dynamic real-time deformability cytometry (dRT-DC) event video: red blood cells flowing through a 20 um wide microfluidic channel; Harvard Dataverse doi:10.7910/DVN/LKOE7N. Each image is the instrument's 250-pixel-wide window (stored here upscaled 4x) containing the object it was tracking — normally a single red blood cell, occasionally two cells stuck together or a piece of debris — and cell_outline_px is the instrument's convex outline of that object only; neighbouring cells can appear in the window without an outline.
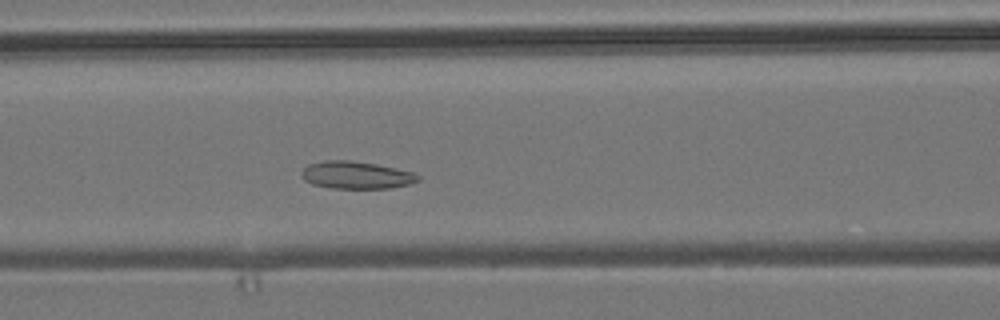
{"species": "common noctule bat (a hibernating species)", "species_latin": "Nyctalus noctula", "temperature_condition": "room temperature", "stored_images_in_passage": 49, "camera_frame_rate_fps": 3000, "um_per_image_px": 0.085, "animal": {"sex": "male", "body_mass_g": 19.2, "forearm_length_mm": 51.8}, "frame": {"image": 1, "passage_image": 18, "time_ms": 5.667, "image_size_px": [1000, 320], "cell_outline_px": [[420, 180], [408, 184], [388, 188], [332, 188], [312, 184], [304, 180], [300, 176], [300, 172], [308, 164], [324, 160], [348, 160], [376, 164], [396, 168], [412, 172], [420, 176]], "centroid_in_image_um": [30.24, 14.87], "position_along_channel_um": 136.4, "area_um2": 18.61}}
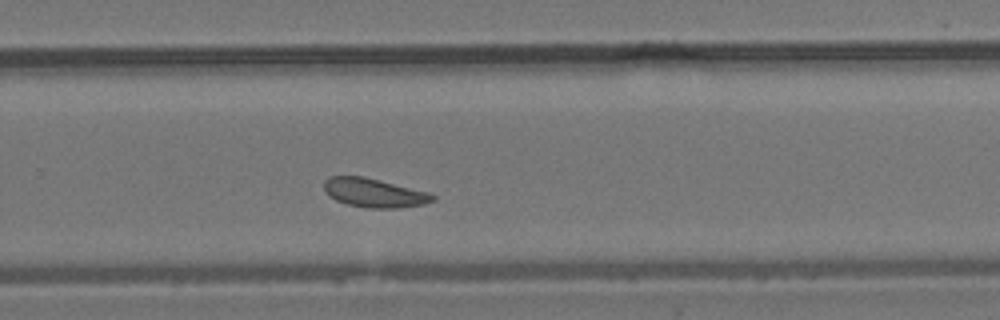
{"frame": {"image": 2, "passage_image": 31, "time_ms": 10.0, "image_size_px": [1000, 320], "cell_outline_px": [[436, 200], [424, 204], [400, 208], [364, 208], [348, 204], [336, 200], [328, 196], [324, 192], [324, 180], [328, 176], [364, 176], [428, 192], [436, 196]], "centroid_in_image_um": [31.78, 16.39], "position_along_channel_um": 298.0, "area_um2": 18.5}}
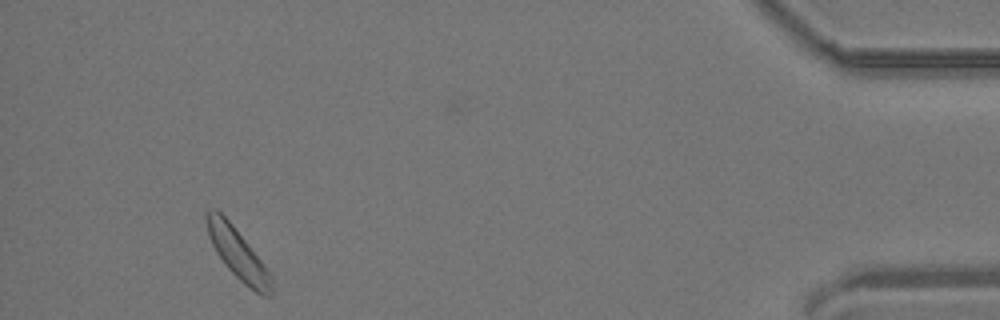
{"frame": {"image": 3, "passage_image": 46, "time_ms": 15.0, "image_size_px": [1000, 320], "cell_outline_px": [[272, 296], [264, 296], [248, 288], [228, 268], [216, 252], [208, 236], [204, 216], [204, 212], [208, 208], [216, 208], [232, 224], [248, 244], [272, 276]], "centroid_in_image_um": [20.17, 21.53], "position_along_channel_um": 415.0, "area_um2": 19.02}}